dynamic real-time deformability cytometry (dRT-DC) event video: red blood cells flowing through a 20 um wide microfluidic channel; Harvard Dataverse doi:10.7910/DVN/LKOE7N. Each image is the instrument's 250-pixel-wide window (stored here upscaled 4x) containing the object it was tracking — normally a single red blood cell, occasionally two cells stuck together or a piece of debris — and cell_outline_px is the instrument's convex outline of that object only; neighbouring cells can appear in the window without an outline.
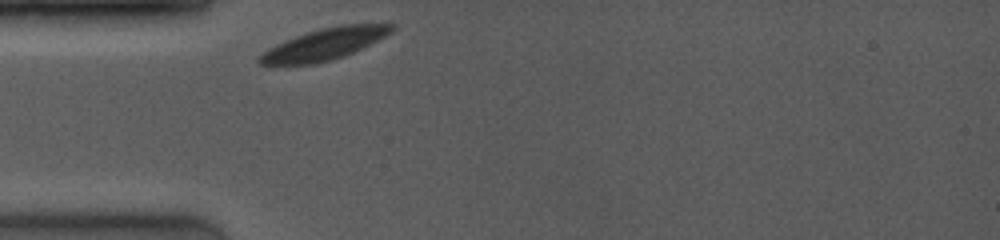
{"species": "common noctule bat (a hibernating species)", "species_latin": "Nyctalus noctula", "temperature_condition": "room temperature", "stored_images_in_passage": 13, "camera_frame_rate_fps": 4000, "um_per_image_px": 0.085, "animal": {"sex": "female", "body_mass_g": 19.0, "forearm_length_mm": 53.3}, "frame": {"image": 1, "passage_image": 1, "time_ms": 0.0, "image_size_px": [1000, 240], "cell_outline_px": [[396, 28], [392, 32], [344, 56], [316, 64], [260, 64], [256, 60], [268, 48], [276, 44], [296, 36], [320, 28], [340, 24], [396, 24]], "centroid_in_image_um": [27.58, 3.74], "position_along_channel_um": 57.4, "area_um2": 23.81}}
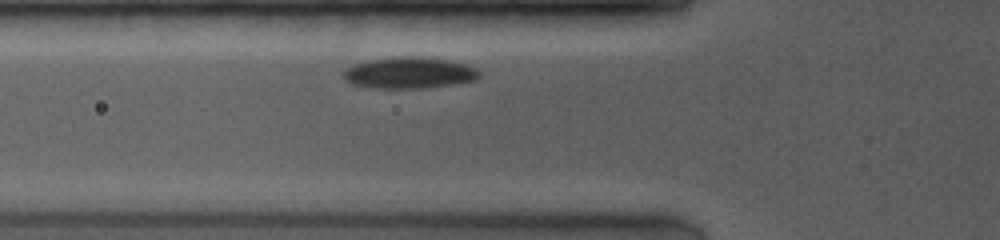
{"frame": {"image": 2, "passage_image": 3, "time_ms": 1.0, "image_size_px": [1000, 240], "cell_outline_px": [[480, 76], [476, 80], [452, 84], [424, 88], [376, 88], [352, 84], [344, 80], [344, 68], [352, 64], [368, 60], [404, 56], [412, 56], [448, 60], [464, 64], [476, 68], [480, 72]], "centroid_in_image_um": [34.75, 6.19], "position_along_channel_um": 91.0, "area_um2": 24.74}}
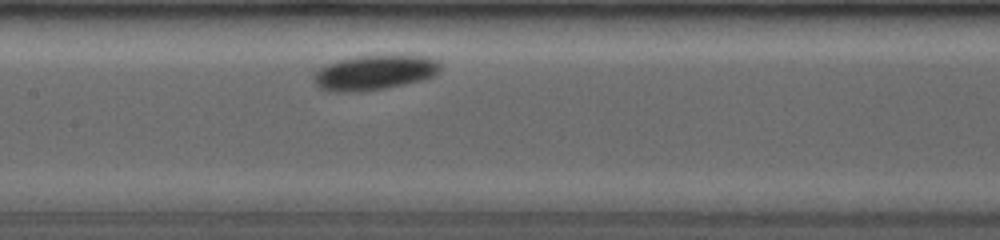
{"frame": {"image": 3, "passage_image": 8, "time_ms": 3.25, "image_size_px": [1000, 240], "cell_outline_px": [[440, 68], [436, 76], [424, 80], [364, 92], [328, 92], [320, 88], [312, 80], [312, 76], [324, 64], [340, 60], [360, 56], [424, 56], [440, 60]], "centroid_in_image_um": [31.82, 6.19], "position_along_channel_um": 175.6, "area_um2": 25.89}}